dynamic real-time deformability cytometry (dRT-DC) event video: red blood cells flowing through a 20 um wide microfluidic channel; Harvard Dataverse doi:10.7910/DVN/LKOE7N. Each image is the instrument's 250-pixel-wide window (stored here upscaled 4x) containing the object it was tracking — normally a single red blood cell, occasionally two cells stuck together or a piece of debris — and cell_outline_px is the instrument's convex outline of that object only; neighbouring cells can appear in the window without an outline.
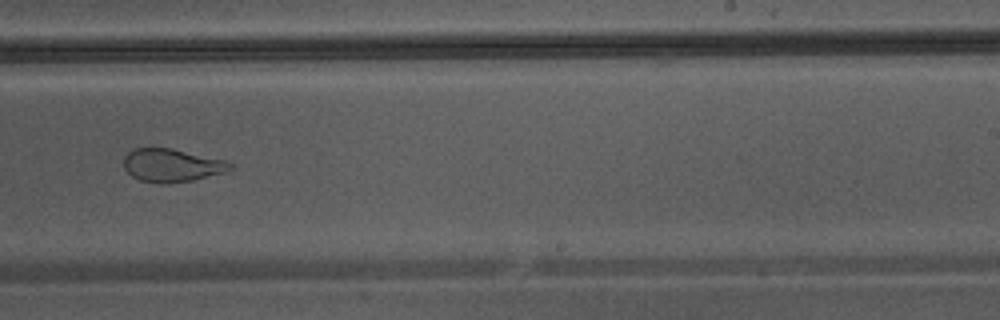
{"species": "Egyptian fruit bat (a non-hibernating species)", "species_latin": "Rousettus aegyptiacus", "temperature_condition": "warm", "stored_images_in_passage": 42, "camera_frame_rate_fps": 3000, "um_per_image_px": 0.085, "animal": {"sex": "male"}, "frame": {"image": 1, "passage_image": 30, "time_ms": 9.667, "image_size_px": [1000, 320], "cell_outline_px": [[232, 168], [224, 172], [192, 180], [140, 180], [132, 176], [124, 168], [124, 156], [132, 148], [172, 148], [228, 160], [232, 164]], "centroid_in_image_um": [14.62, 13.98], "position_along_channel_um": 274.4, "area_um2": 19.83}}